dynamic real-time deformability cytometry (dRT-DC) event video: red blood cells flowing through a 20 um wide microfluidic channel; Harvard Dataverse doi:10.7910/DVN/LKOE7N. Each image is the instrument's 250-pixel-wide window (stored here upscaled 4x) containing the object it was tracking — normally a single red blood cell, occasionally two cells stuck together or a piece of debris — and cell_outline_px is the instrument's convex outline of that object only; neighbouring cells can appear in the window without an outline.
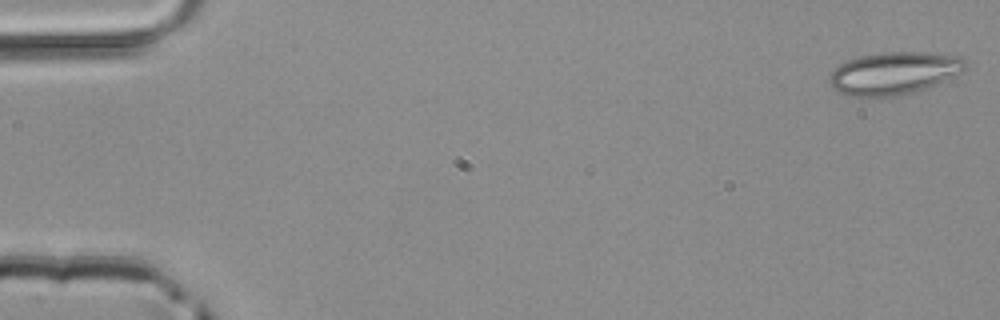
{"species": "common noctule bat (a hibernating species)", "species_latin": "Nyctalus noctula", "temperature_condition": "room temperature", "stored_images_in_passage": 49, "camera_frame_rate_fps": 3000, "um_per_image_px": 0.085, "animal": {"sex": "male", "body_mass_g": 20.4}, "frame": {"image": 1, "passage_image": 1, "time_ms": 0.0, "image_size_px": [1000, 320], "cell_outline_px": [[968, 64], [960, 72], [928, 88], [912, 92], [892, 96], [848, 96], [832, 88], [828, 80], [832, 72], [840, 64], [856, 56], [884, 52], [928, 52], [956, 56], [964, 60]], "centroid_in_image_um": [75.95, 6.21], "position_along_channel_um": 9.0, "area_um2": 33.41}}
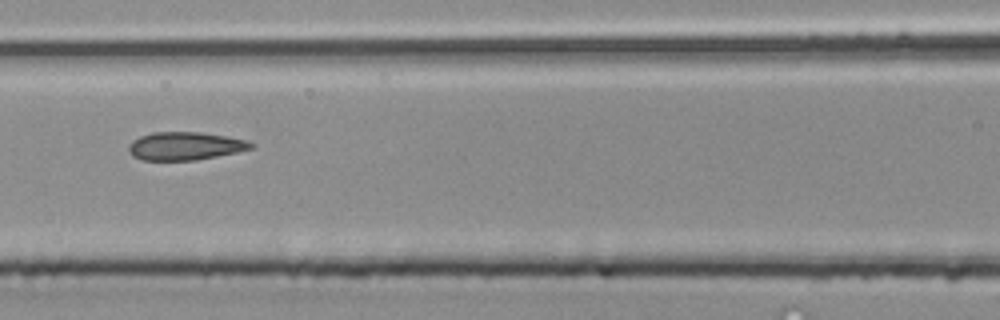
{"frame": {"image": 2, "passage_image": 22, "time_ms": 7.0, "image_size_px": [1000, 320], "cell_outline_px": [[256, 148], [196, 160], [140, 160], [132, 156], [128, 152], [128, 144], [132, 140], [140, 136], [152, 132], [200, 132], [224, 136], [244, 140], [256, 144]], "centroid_in_image_um": [15.7, 12.41], "position_along_channel_um": 150.9, "area_um2": 20.11}}
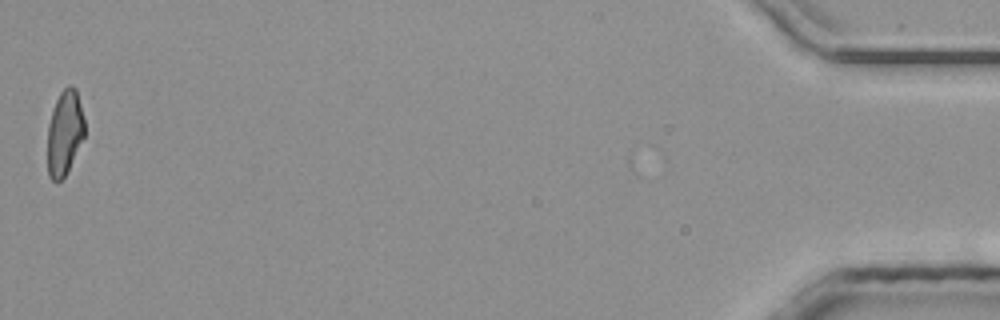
{"frame": {"image": 3, "passage_image": 49, "time_ms": 16.0, "image_size_px": [1000, 320], "cell_outline_px": [[84, 136], [64, 176], [60, 180], [52, 180], [48, 176], [48, 124], [52, 108], [60, 92], [68, 84], [72, 84], [76, 88], [84, 116]], "centroid_in_image_um": [5.48, 11.21], "position_along_channel_um": 429.7, "area_um2": 18.21}}